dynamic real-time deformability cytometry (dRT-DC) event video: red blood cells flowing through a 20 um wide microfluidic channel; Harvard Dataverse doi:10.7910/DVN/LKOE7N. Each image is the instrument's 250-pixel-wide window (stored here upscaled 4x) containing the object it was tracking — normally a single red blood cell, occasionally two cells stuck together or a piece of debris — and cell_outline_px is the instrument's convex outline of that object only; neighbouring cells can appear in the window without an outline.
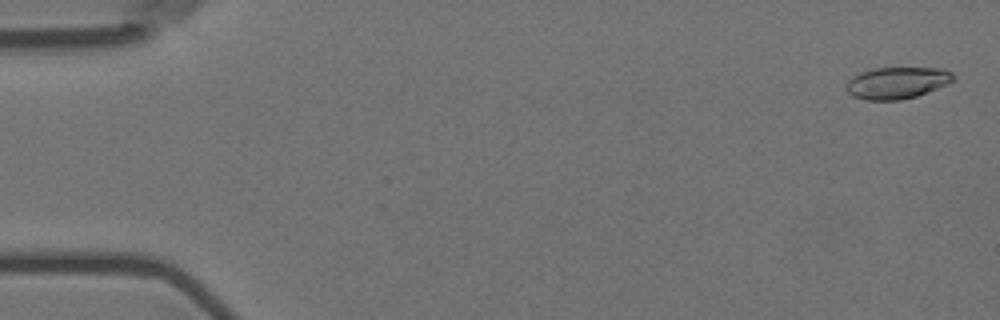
{"species": "Egyptian fruit bat (a non-hibernating species)", "species_latin": "Rousettus aegyptiacus", "temperature_condition": "room temperature", "stored_images_in_passage": 57, "camera_frame_rate_fps": 3000, "um_per_image_px": 0.085, "animal": {"sex": "female"}, "frame": {"image": 1, "passage_image": 2, "time_ms": 0.333, "image_size_px": [1000, 320], "cell_outline_px": [[952, 80], [948, 84], [916, 96], [900, 100], [864, 100], [852, 96], [844, 88], [848, 80], [860, 72], [876, 68], [940, 68], [952, 72]], "centroid_in_image_um": [76.2, 7.05], "position_along_channel_um": 8.8, "area_um2": 19.71}}
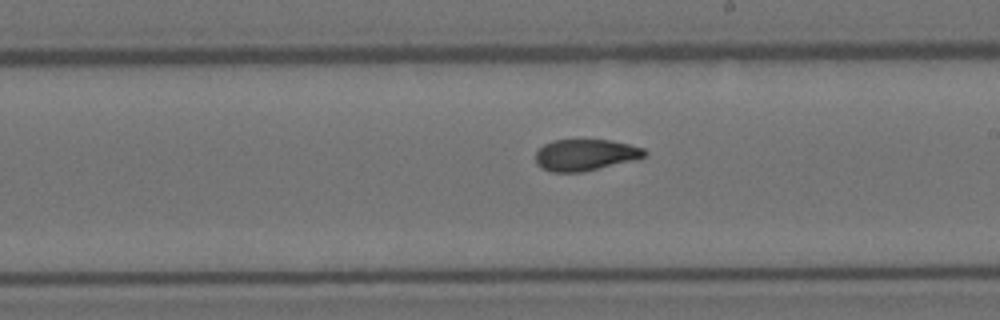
{"frame": {"image": 2, "passage_image": 33, "time_ms": 10.667, "image_size_px": [1000, 320], "cell_outline_px": [[648, 156], [640, 160], [584, 172], [552, 172], [540, 168], [536, 164], [536, 152], [544, 144], [552, 140], [608, 140], [628, 144], [644, 148], [648, 152]], "centroid_in_image_um": [49.82, 13.19], "position_along_channel_um": 239.2, "area_um2": 20.46}}
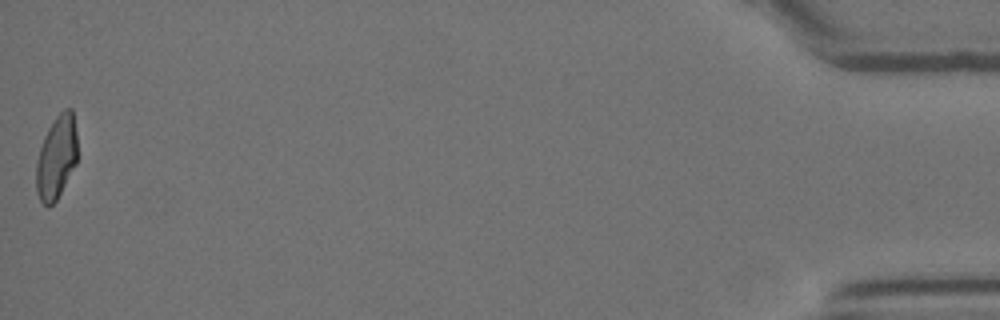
{"frame": {"image": 3, "passage_image": 57, "time_ms": 18.667, "image_size_px": [1000, 320], "cell_outline_px": [[76, 164], [56, 200], [48, 208], [40, 200], [36, 192], [36, 160], [44, 136], [48, 128], [56, 116], [64, 108], [72, 108], [76, 132]], "centroid_in_image_um": [4.78, 13.37], "position_along_channel_um": 430.4, "area_um2": 19.94}, "authors_computed_cell_mechanics": {"area_um2": 20.3456, "velocity_mm_per_s": 3.5917, "shape_relaxation_time_tau1_ms": 8.0472, "shape_relaxation_time_tau2_ms": 2.1271, "deformation_change_tau1": 0.2094, "deformation_change_tau2": 0.0758}}